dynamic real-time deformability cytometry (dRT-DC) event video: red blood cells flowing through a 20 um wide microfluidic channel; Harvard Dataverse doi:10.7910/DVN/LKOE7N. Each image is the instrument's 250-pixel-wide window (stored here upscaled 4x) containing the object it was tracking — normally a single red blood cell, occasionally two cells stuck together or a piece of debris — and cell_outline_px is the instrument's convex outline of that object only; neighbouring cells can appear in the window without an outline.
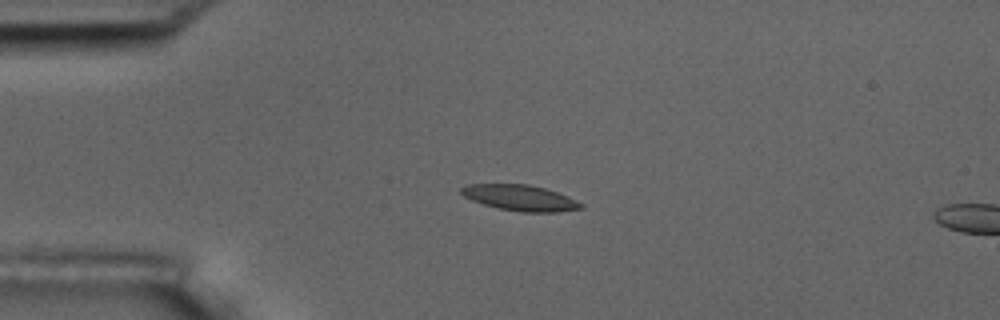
{"species": "common noctule bat (a hibernating species)", "species_latin": "Nyctalus noctula", "temperature_condition": "room temperature", "stored_images_in_passage": 4, "camera_frame_rate_fps": 3000, "um_per_image_px": 0.085, "animal": {"sex": "male", "body_mass_g": 17.5, "forearm_length_mm": 52.3}, "frame": {"image": 1, "passage_image": 3, "time_ms": 0.667, "image_size_px": [1000, 320], "cell_outline_px": [[584, 208], [556, 212], [520, 212], [500, 208], [484, 204], [472, 200], [464, 196], [460, 192], [460, 188], [468, 184], [528, 184], [544, 188], [568, 196], [584, 204]], "centroid_in_image_um": [44.23, 16.81], "position_along_channel_um": 40.8, "area_um2": 17.92}}